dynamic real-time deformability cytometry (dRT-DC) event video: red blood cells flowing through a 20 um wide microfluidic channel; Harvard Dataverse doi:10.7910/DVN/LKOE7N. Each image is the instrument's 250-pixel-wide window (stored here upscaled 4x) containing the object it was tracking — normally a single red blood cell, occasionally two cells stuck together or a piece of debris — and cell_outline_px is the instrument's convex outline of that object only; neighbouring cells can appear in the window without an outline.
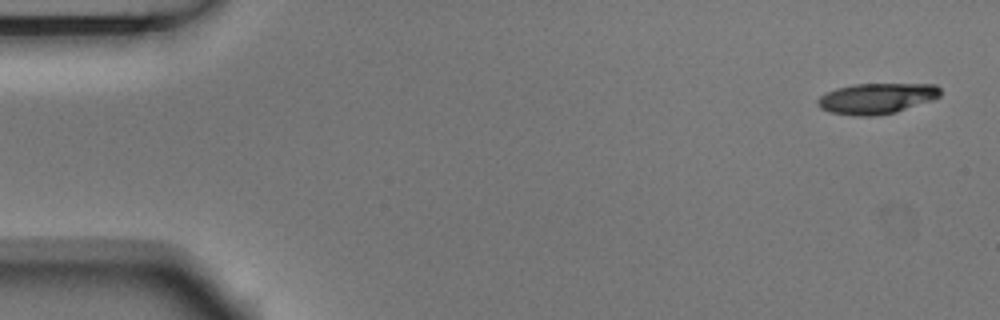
{"species": "Egyptian fruit bat (a non-hibernating species)", "species_latin": "Rousettus aegyptiacus", "temperature_condition": "room temperature", "stored_images_in_passage": 8, "camera_frame_rate_fps": 3000, "um_per_image_px": 0.085, "animal": {"sex": "male"}, "frame": {"image": 1, "passage_image": 1, "time_ms": 0.0, "image_size_px": [1000, 320], "cell_outline_px": [[940, 96], [932, 100], [896, 112], [872, 116], [860, 116], [828, 112], [820, 108], [816, 104], [816, 100], [820, 96], [836, 88], [852, 84], [936, 84], [940, 88]], "centroid_in_image_um": [74.49, 8.36], "position_along_channel_um": 10.5, "area_um2": 21.96}}
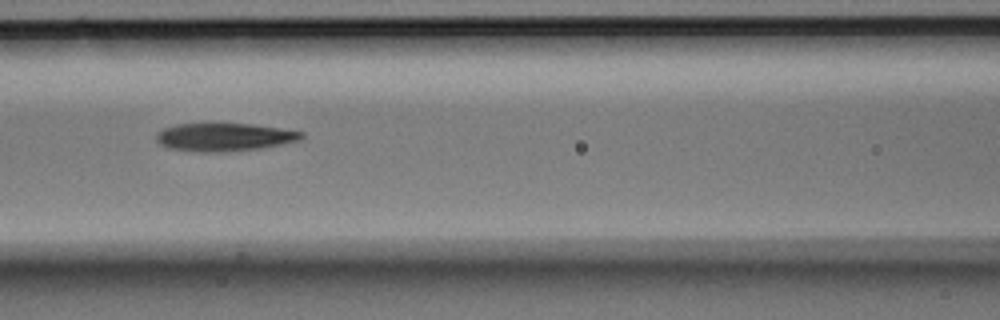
{"frame": {"image": 2, "passage_image": 7, "time_ms": 2.0, "image_size_px": [1000, 320], "cell_outline_px": [[304, 136], [300, 140], [264, 148], [220, 152], [200, 152], [168, 148], [160, 144], [156, 140], [156, 132], [164, 128], [176, 124], [252, 124], [280, 128], [304, 132]], "centroid_in_image_um": [19.07, 11.66], "position_along_channel_um": 147.5, "area_um2": 23.76}}
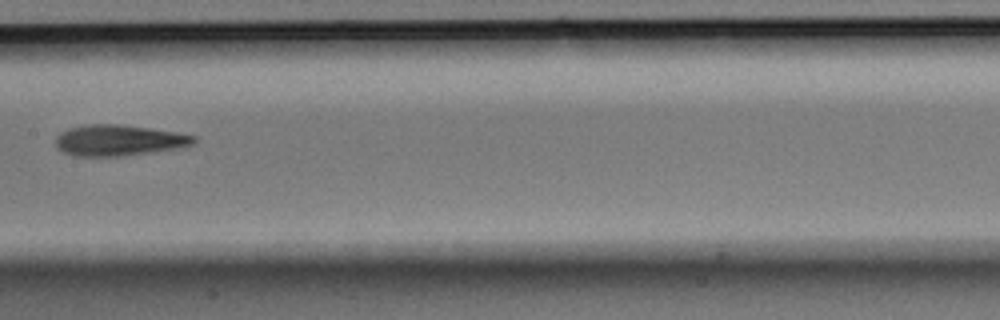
{"frame": {"image": 3, "passage_image": 8, "time_ms": 2.333, "image_size_px": [1000, 320], "cell_outline_px": [[196, 140], [192, 144], [172, 148], [120, 156], [72, 156], [56, 148], [56, 136], [60, 132], [68, 128], [88, 124], [120, 124], [176, 132], [196, 136]], "centroid_in_image_um": [10.0, 11.91], "position_along_channel_um": 197.4, "area_um2": 24.57}}